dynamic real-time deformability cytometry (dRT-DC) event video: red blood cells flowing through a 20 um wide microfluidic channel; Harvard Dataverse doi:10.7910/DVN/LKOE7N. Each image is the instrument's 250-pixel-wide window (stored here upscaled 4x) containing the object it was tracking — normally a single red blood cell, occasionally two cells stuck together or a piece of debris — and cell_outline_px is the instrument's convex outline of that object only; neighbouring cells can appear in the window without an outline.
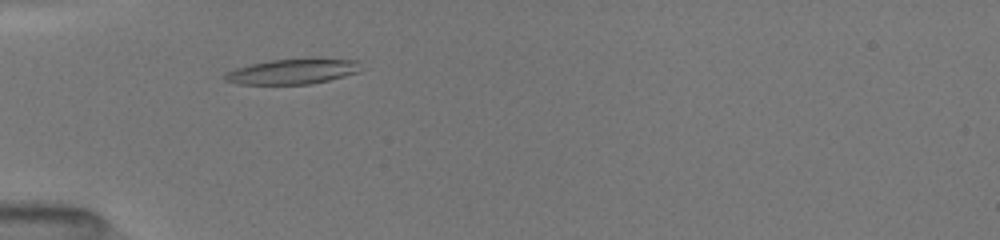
{"species": "common noctule bat (a hibernating species)", "species_latin": "Nyctalus noctula", "temperature_condition": "room temperature", "stored_images_in_passage": 41, "camera_frame_rate_fps": 3000, "um_per_image_px": 0.085, "animal": {"sex": "female", "body_mass_g": 19.5, "forearm_length_mm": 54.1}, "frame": {"image": 1, "passage_image": 6, "time_ms": 1.667, "image_size_px": [1000, 240], "cell_outline_px": [[360, 72], [328, 80], [308, 84], [236, 84], [224, 80], [224, 76], [228, 72], [236, 68], [268, 60], [360, 60]], "centroid_in_image_um": [24.84, 6.1], "position_along_channel_um": 60.2, "area_um2": 19.36}}
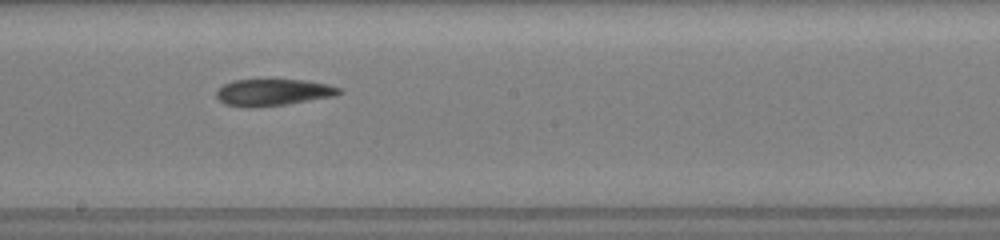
{"frame": {"image": 2, "passage_image": 19, "time_ms": 6.0, "image_size_px": [1000, 240], "cell_outline_px": [[344, 92], [336, 96], [288, 104], [248, 108], [224, 104], [216, 96], [216, 92], [224, 84], [232, 80], [304, 80], [328, 84], [340, 88]], "centroid_in_image_um": [23.24, 7.86], "position_along_channel_um": 225.0, "area_um2": 19.19}}
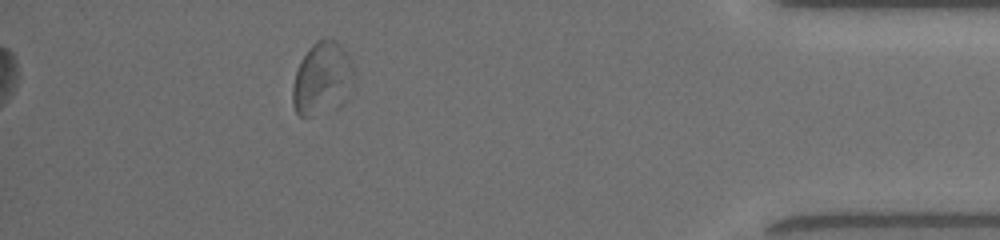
{"frame": {"image": 3, "passage_image": 36, "time_ms": 11.667, "image_size_px": [1000, 240], "cell_outline_px": [[352, 68], [312, 116], [300, 116], [296, 112], [292, 104], [292, 88], [296, 72], [300, 60], [308, 48], [316, 40], [324, 36], [328, 36], [336, 40], [340, 44], [352, 60]], "centroid_in_image_um": [27.12, 6.36], "position_along_channel_um": 408.1, "area_um2": 22.02}, "authors_computed_cell_mechanics": {"area_um2": 19.941, "velocity_mm_per_s": 3.9818, "shape_relaxation_time_tau1_ms": 3.5574, "shape_relaxation_time_tau2_ms": 7.6773, "deformation_change_tau1": 0.1194, "deformation_change_tau2": 0.1791}}